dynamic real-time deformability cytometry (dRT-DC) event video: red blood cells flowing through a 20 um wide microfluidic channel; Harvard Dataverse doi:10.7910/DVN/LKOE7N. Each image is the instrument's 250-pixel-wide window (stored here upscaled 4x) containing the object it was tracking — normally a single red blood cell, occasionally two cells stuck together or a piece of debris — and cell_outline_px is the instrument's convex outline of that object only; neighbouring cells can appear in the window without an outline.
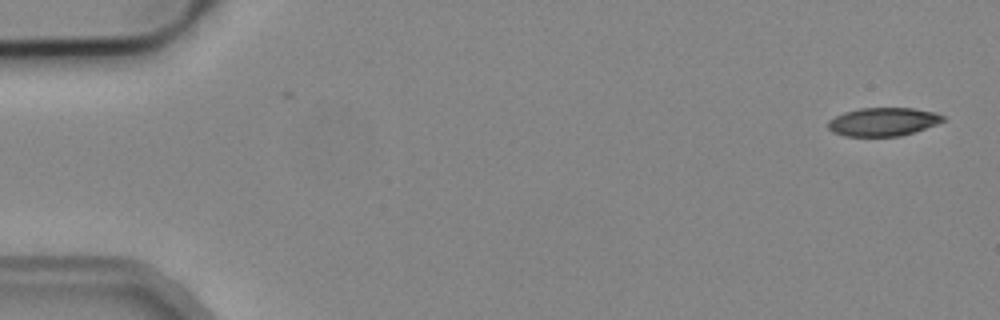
{"species": "common noctule bat (a hibernating species)", "species_latin": "Nyctalus noctula", "temperature_condition": "cold", "stored_images_in_passage": 52, "camera_frame_rate_fps": 3000, "um_per_image_px": 0.085, "animal": {"sex": "male", "body_mass_g": 19.2, "forearm_length_mm": 51.8}, "frame": {"image": 1, "passage_image": 1, "time_ms": 0.0, "image_size_px": [1000, 320], "cell_outline_px": [[944, 120], [936, 124], [900, 136], [844, 136], [832, 132], [828, 128], [828, 120], [844, 112], [860, 108], [912, 108], [936, 112], [944, 116]], "centroid_in_image_um": [75.03, 10.35], "position_along_channel_um": 10.0, "area_um2": 18.9}}
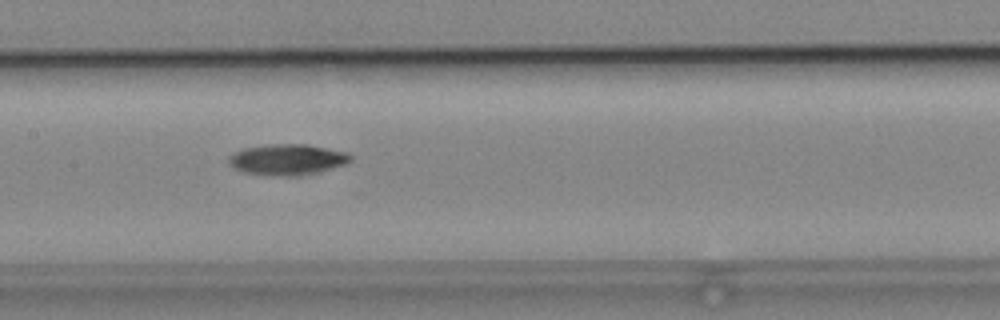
{"frame": {"image": 2, "passage_image": 25, "time_ms": 8.0, "image_size_px": [1000, 320], "cell_outline_px": [[352, 160], [344, 164], [332, 168], [312, 172], [288, 176], [280, 176], [244, 172], [228, 164], [228, 156], [244, 148], [268, 144], [308, 144], [348, 152], [352, 156]], "centroid_in_image_um": [24.42, 13.53], "position_along_channel_um": 183.0, "area_um2": 21.62}}
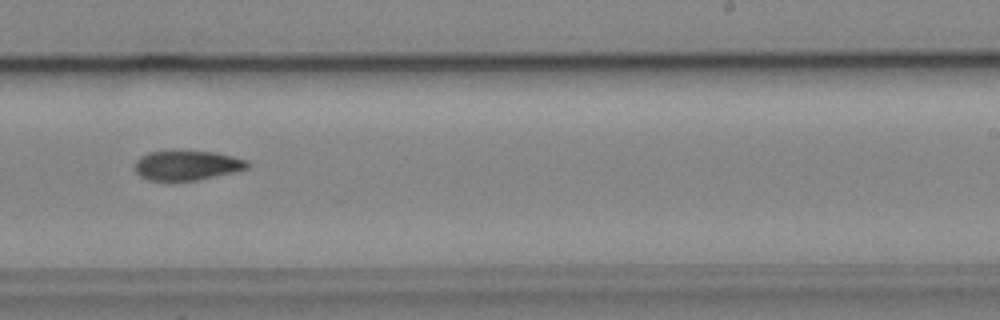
{"frame": {"image": 3, "passage_image": 32, "time_ms": 10.333, "image_size_px": [1000, 320], "cell_outline_px": [[252, 164], [248, 168], [236, 172], [196, 180], [172, 184], [148, 180], [140, 176], [132, 168], [136, 160], [140, 156], [148, 152], [172, 148], [216, 152], [248, 160]], "centroid_in_image_um": [15.83, 14.05], "position_along_channel_um": 273.2, "area_um2": 21.1}}